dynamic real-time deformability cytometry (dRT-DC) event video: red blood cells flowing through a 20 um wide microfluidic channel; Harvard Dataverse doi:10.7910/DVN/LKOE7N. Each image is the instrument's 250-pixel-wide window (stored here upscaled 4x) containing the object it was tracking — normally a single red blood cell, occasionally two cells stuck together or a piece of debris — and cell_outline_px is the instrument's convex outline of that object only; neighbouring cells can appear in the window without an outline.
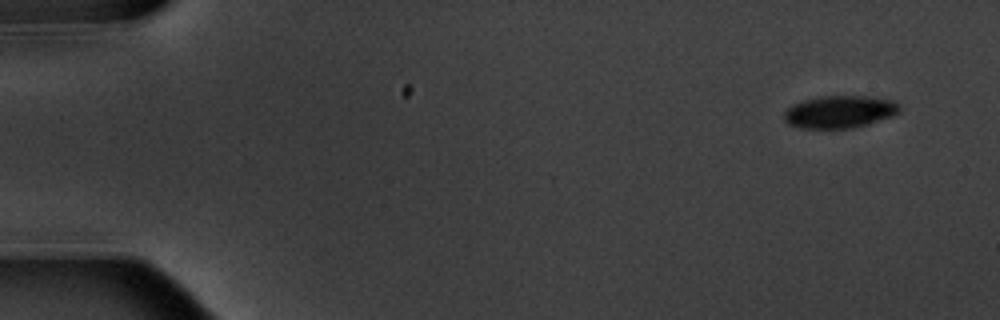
{"species": "common noctule bat (a hibernating species)", "species_latin": "Nyctalus noctula", "temperature_condition": "warm", "stored_images_in_passage": 7, "camera_frame_rate_fps": 3000, "um_per_image_px": 0.085, "animal": {"sex": "male", "body_mass_g": 20.1, "forearm_length_mm": 53.5}, "frame": {"image": 1, "passage_image": 1, "time_ms": 0.0, "image_size_px": [1000, 320], "cell_outline_px": [[900, 112], [892, 116], [868, 124], [852, 128], [800, 128], [788, 124], [784, 120], [784, 112], [792, 104], [804, 100], [824, 96], [864, 96], [892, 100], [900, 104]], "centroid_in_image_um": [71.37, 9.51], "position_along_channel_um": 13.6, "area_um2": 21.79}}